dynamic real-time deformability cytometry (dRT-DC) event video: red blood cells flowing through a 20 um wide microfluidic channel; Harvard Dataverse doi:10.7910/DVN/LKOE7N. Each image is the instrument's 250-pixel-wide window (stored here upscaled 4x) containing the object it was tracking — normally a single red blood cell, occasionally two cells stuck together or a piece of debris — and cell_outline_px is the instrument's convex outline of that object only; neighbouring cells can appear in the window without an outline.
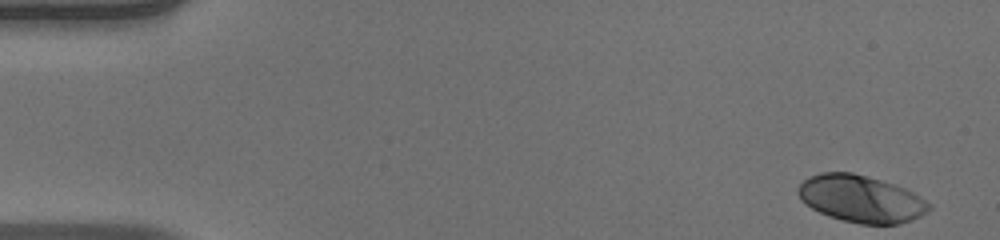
{"species": "human", "species_latin": "Homo sapiens", "temperature_condition": "warm", "stored_images_in_passage": 50, "camera_frame_rate_fps": 3000, "um_per_image_px": 0.085, "donor": {"sex": "male"}, "frame": {"image": 1, "passage_image": 1, "time_ms": 0.0, "image_size_px": [1000, 240], "cell_outline_px": [[932, 208], [928, 212], [920, 216], [900, 224], [860, 224], [828, 216], [804, 204], [800, 200], [796, 192], [796, 188], [808, 176], [820, 172], [852, 172], [868, 176], [904, 188], [912, 192], [932, 204]], "centroid_in_image_um": [73.15, 16.89], "position_along_channel_um": 11.8, "area_um2": 36.07}}
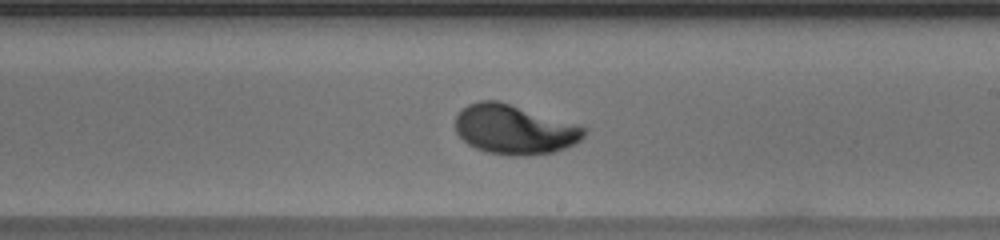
{"frame": {"image": 2, "passage_image": 29, "time_ms": 9.333, "image_size_px": [1000, 240], "cell_outline_px": [[584, 136], [580, 140], [564, 148], [552, 152], [520, 156], [512, 156], [488, 152], [476, 148], [468, 144], [456, 132], [456, 116], [468, 104], [480, 100], [500, 100], [580, 124], [584, 128]], "centroid_in_image_um": [43.73, 10.98], "position_along_channel_um": 245.3, "area_um2": 37.17}}
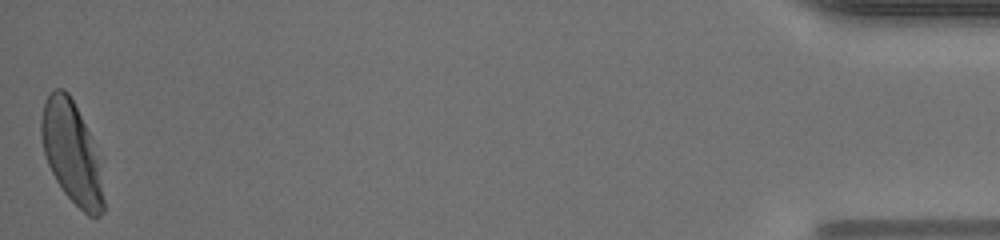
{"frame": {"image": 3, "passage_image": 50, "time_ms": 16.333, "image_size_px": [1000, 240], "cell_outline_px": [[104, 212], [100, 216], [88, 216], [64, 192], [56, 180], [48, 164], [44, 152], [40, 132], [40, 120], [44, 100], [56, 88], [64, 88], [68, 92], [88, 132], [96, 160], [104, 200]], "centroid_in_image_um": [6.03, 12.97], "position_along_channel_um": 429.2, "area_um2": 35.6}, "authors_computed_cell_mechanics": {"area_um2": 35.7204, "velocity_mm_per_s": 3.9602, "shape_relaxation_time_tau1_ms": 3.1735, "shape_relaxation_time_tau2_ms": null, "deformation_change_tau1": 0.1932, "deformation_change_tau2": null}}